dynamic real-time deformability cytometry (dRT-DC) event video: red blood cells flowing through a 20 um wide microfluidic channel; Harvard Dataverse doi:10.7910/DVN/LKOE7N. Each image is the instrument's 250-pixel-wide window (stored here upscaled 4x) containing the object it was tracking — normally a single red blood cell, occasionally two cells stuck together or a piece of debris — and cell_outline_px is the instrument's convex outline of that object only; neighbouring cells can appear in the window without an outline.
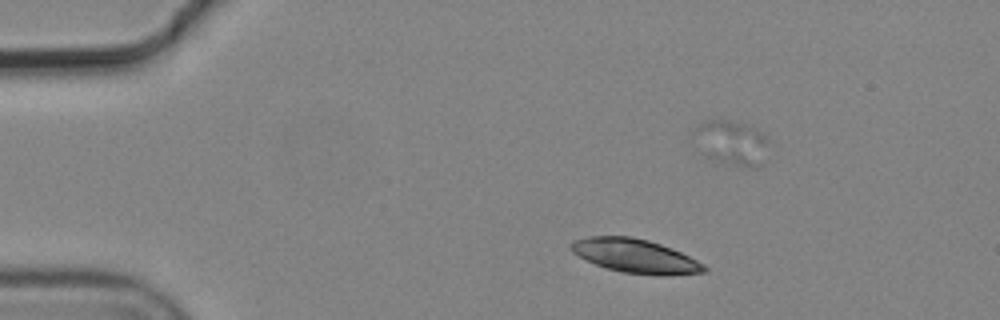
{"species": "common noctule bat (a hibernating species)", "species_latin": "Nyctalus noctula", "temperature_condition": "cold", "stored_images_in_passage": 11, "segment_of_instrument_passage": [1, 2], "camera_frame_rate_fps": 3000, "um_per_image_px": 0.085, "animal": {"sex": "male", "body_mass_g": 19.2, "forearm_length_mm": 51.8}, "frame": {"image": 1, "passage_image": 4, "time_ms": 1.0, "image_size_px": [1000, 320], "cell_outline_px": [[708, 272], [624, 272], [608, 268], [596, 264], [572, 252], [568, 248], [568, 244], [572, 240], [588, 236], [632, 236], [648, 240], [672, 248], [704, 264], [708, 268]], "centroid_in_image_um": [53.87, 21.67], "position_along_channel_um": 31.1, "area_um2": 25.09}}
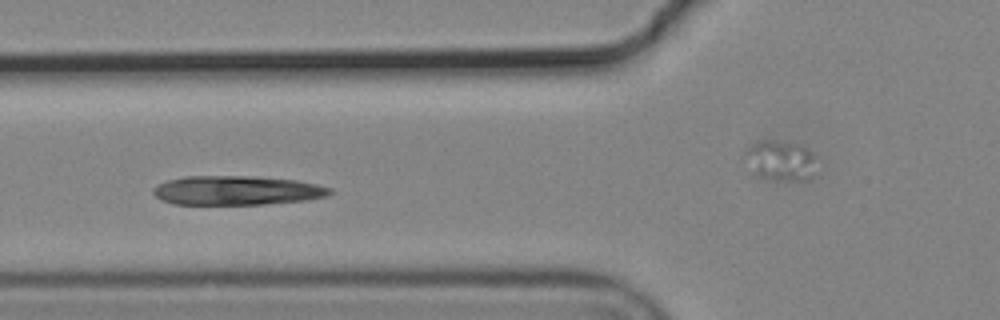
{"frame": {"image": 2, "passage_image": 7, "time_ms": 2.0, "image_size_px": [1000, 320], "cell_outline_px": [[332, 192], [328, 196], [308, 200], [264, 204], [172, 204], [156, 196], [152, 192], [152, 188], [156, 184], [168, 180], [184, 176], [252, 176], [296, 180], [316, 184], [332, 188]], "centroid_in_image_um": [20.13, 16.18], "position_along_channel_um": 105.7, "area_um2": 30.17}}
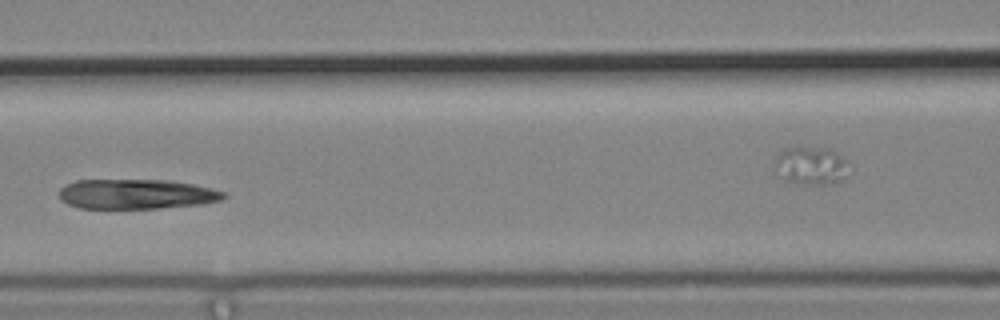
{"frame": {"image": 3, "passage_image": 8, "time_ms": 2.333, "image_size_px": [1000, 320], "cell_outline_px": [[228, 196], [220, 200], [204, 204], [160, 208], [80, 208], [68, 204], [60, 200], [60, 188], [64, 184], [76, 180], [164, 180], [192, 184], [212, 188], [224, 192]], "centroid_in_image_um": [11.59, 16.5], "position_along_channel_um": 155.0, "area_um2": 28.67}}